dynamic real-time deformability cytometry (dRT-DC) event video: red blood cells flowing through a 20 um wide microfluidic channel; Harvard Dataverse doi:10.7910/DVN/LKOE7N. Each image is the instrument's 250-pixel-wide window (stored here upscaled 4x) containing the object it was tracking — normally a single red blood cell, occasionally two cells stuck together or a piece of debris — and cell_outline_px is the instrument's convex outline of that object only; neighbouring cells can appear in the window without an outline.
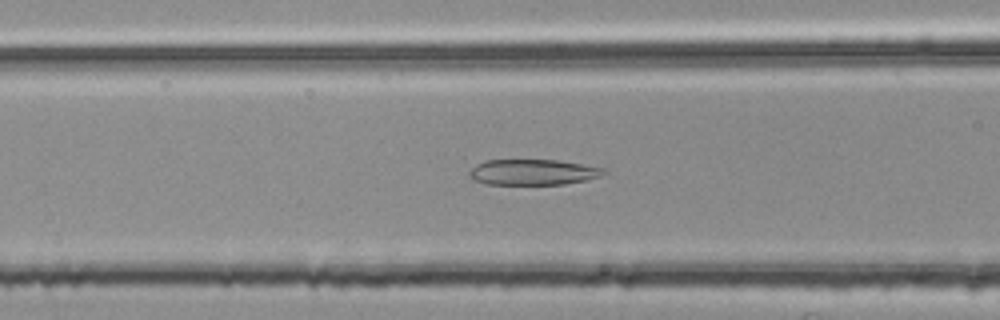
{"species": "common noctule bat (a hibernating species)", "species_latin": "Nyctalus noctula", "temperature_condition": "room temperature", "stored_images_in_passage": 34, "segment_of_instrument_passage": [1, 2], "camera_frame_rate_fps": 3000, "um_per_image_px": 0.085, "animal": {"sex": "female", "body_mass_g": 25.1}, "frame": {"image": 1, "passage_image": 9, "time_ms": 2.667, "image_size_px": [1000, 320], "cell_outline_px": [[608, 172], [600, 176], [584, 180], [564, 184], [484, 184], [472, 180], [468, 172], [476, 164], [484, 160], [556, 160], [604, 168]], "centroid_in_image_um": [45.25, 14.63], "position_along_channel_um": 121.3, "area_um2": 20.06}}
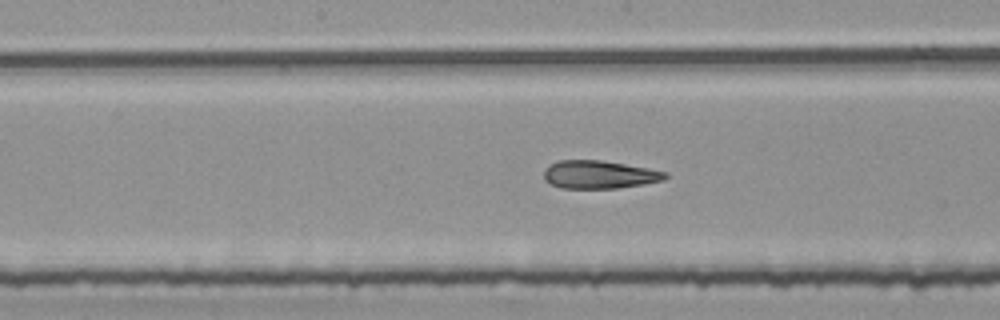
{"frame": {"image": 2, "passage_image": 15, "time_ms": 4.667, "image_size_px": [1000, 320], "cell_outline_px": [[668, 176], [664, 180], [616, 188], [560, 188], [544, 180], [544, 168], [560, 160], [600, 160], [648, 168], [668, 172]], "centroid_in_image_um": [50.92, 14.83], "position_along_channel_um": 197.3, "area_um2": 19.65}}
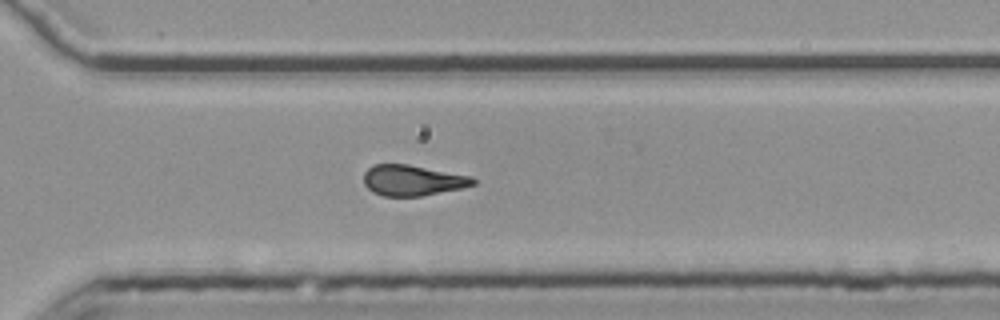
{"frame": {"image": 3, "passage_image": 26, "time_ms": 8.333, "image_size_px": [1000, 320], "cell_outline_px": [[476, 184], [464, 188], [420, 196], [384, 196], [372, 192], [364, 184], [364, 172], [372, 164], [408, 164], [472, 176], [476, 180]], "centroid_in_image_um": [35.08, 15.32], "position_along_channel_um": 335.5, "area_um2": 19.71}}